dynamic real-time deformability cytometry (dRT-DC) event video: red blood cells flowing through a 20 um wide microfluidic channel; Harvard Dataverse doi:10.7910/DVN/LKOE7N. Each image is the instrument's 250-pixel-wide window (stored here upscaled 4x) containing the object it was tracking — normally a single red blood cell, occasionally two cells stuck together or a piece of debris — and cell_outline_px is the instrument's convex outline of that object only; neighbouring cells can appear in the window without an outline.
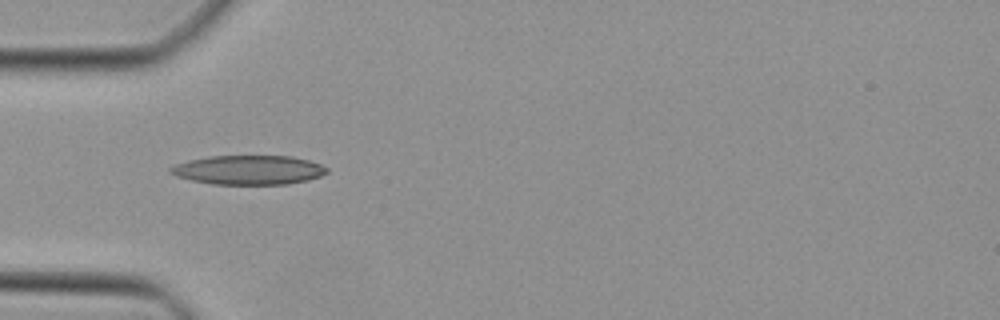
{"species": "Egyptian fruit bat (a non-hibernating species)", "species_latin": "Rousettus aegyptiacus", "temperature_condition": "cold", "stored_images_in_passage": 31, "camera_frame_rate_fps": 3000, "um_per_image_px": 0.085, "animal": {"sex": "female"}, "frame": {"image": 1, "passage_image": 1, "time_ms": 0.0, "image_size_px": [1000, 320], "cell_outline_px": [[328, 172], [320, 176], [308, 180], [288, 184], [212, 184], [192, 180], [176, 176], [168, 172], [168, 168], [176, 164], [188, 160], [208, 156], [292, 156], [308, 160], [320, 164], [328, 168]], "centroid_in_image_um": [21.12, 14.44], "position_along_channel_um": 63.9, "area_um2": 26.7}}
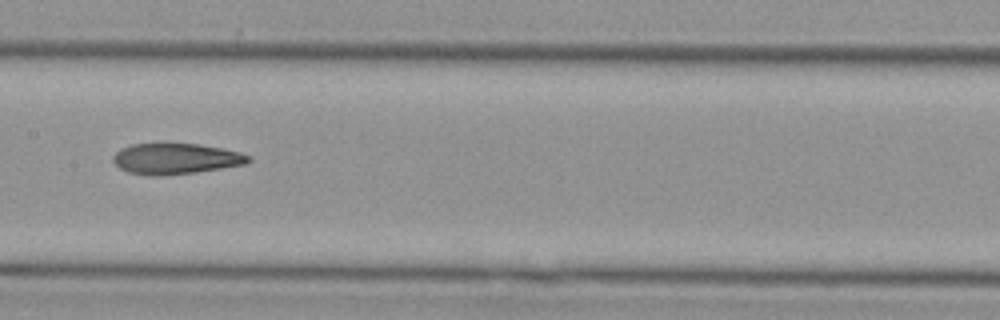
{"frame": {"image": 2, "passage_image": 10, "time_ms": 3.0, "image_size_px": [1000, 320], "cell_outline_px": [[252, 160], [244, 164], [196, 172], [160, 176], [148, 176], [128, 172], [120, 168], [112, 160], [112, 156], [120, 148], [132, 144], [164, 140], [168, 140], [200, 144], [224, 148], [240, 152], [252, 156]], "centroid_in_image_um": [14.9, 13.43], "position_along_channel_um": 192.5, "area_um2": 25.43}}
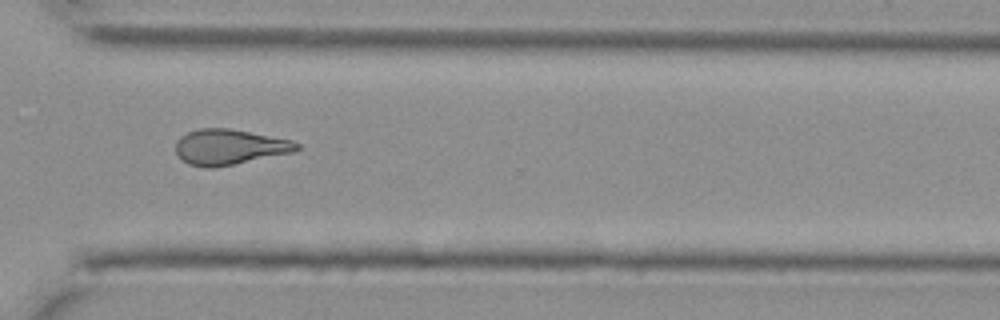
{"frame": {"image": 3, "passage_image": 21, "time_ms": 6.667, "image_size_px": [1000, 320], "cell_outline_px": [[300, 148], [296, 152], [212, 168], [208, 168], [188, 164], [176, 152], [176, 140], [180, 136], [188, 132], [200, 128], [228, 128], [292, 140], [300, 144]], "centroid_in_image_um": [19.52, 12.49], "position_along_channel_um": 351.1, "area_um2": 24.91}}